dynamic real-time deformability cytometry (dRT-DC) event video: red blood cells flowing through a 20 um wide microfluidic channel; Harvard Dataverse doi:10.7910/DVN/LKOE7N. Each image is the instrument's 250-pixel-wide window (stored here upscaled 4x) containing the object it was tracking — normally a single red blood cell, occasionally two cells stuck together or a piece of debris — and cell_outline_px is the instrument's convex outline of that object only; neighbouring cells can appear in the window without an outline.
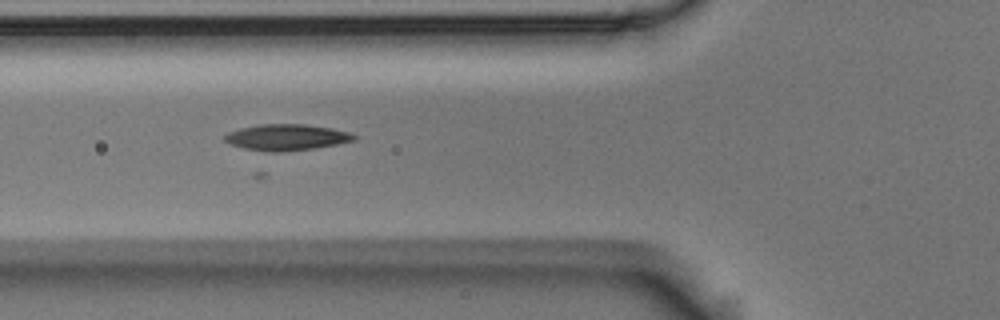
{"species": "Egyptian fruit bat (a non-hibernating species)", "species_latin": "Rousettus aegyptiacus", "temperature_condition": "room temperature", "stored_images_in_passage": 7, "camera_frame_rate_fps": 3000, "um_per_image_px": 0.085, "animal": {"sex": "male"}, "frame": {"image": 1, "passage_image": 6, "time_ms": 1.667, "image_size_px": [1000, 320], "cell_outline_px": [[360, 136], [356, 140], [336, 144], [312, 148], [280, 152], [264, 152], [244, 148], [228, 144], [224, 140], [224, 136], [228, 132], [240, 128], [260, 124], [304, 124], [332, 128], [348, 132]], "centroid_in_image_um": [24.34, 11.67], "position_along_channel_um": 101.5, "area_um2": 19.83}}
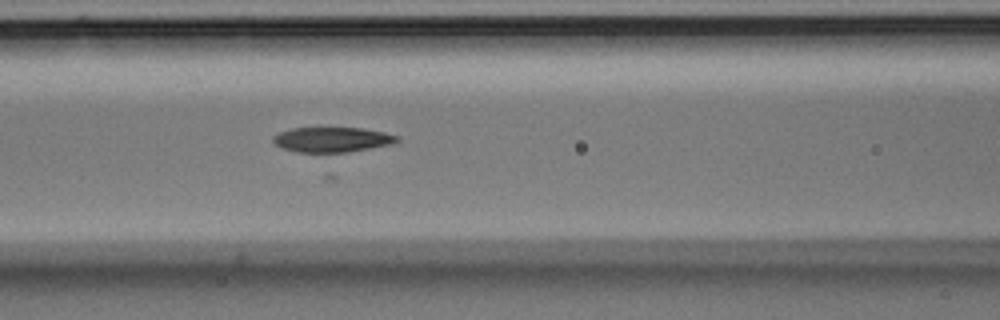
{"frame": {"image": 2, "passage_image": 7, "time_ms": 2.0, "image_size_px": [1000, 320], "cell_outline_px": [[400, 140], [392, 144], [372, 148], [348, 152], [296, 152], [284, 148], [276, 144], [272, 140], [272, 136], [280, 132], [292, 128], [364, 128], [384, 132], [400, 136]], "centroid_in_image_um": [28.27, 11.86], "position_along_channel_um": 138.3, "area_um2": 18.09}}